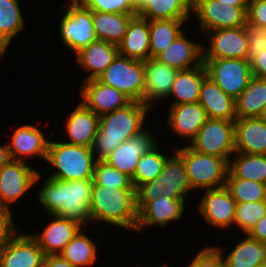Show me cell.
Returning a JSON list of instances; mask_svg holds the SVG:
<instances>
[{
  "mask_svg": "<svg viewBox=\"0 0 266 267\" xmlns=\"http://www.w3.org/2000/svg\"><path fill=\"white\" fill-rule=\"evenodd\" d=\"M169 110L167 121L173 133L190 142L208 119L199 102L170 105Z\"/></svg>",
  "mask_w": 266,
  "mask_h": 267,
  "instance_id": "cell-22",
  "label": "cell"
},
{
  "mask_svg": "<svg viewBox=\"0 0 266 267\" xmlns=\"http://www.w3.org/2000/svg\"><path fill=\"white\" fill-rule=\"evenodd\" d=\"M260 119L264 120L266 122V105L263 108L261 115L259 116Z\"/></svg>",
  "mask_w": 266,
  "mask_h": 267,
  "instance_id": "cell-53",
  "label": "cell"
},
{
  "mask_svg": "<svg viewBox=\"0 0 266 267\" xmlns=\"http://www.w3.org/2000/svg\"><path fill=\"white\" fill-rule=\"evenodd\" d=\"M203 61L207 76L234 100L247 87L253 76L248 59H203Z\"/></svg>",
  "mask_w": 266,
  "mask_h": 267,
  "instance_id": "cell-9",
  "label": "cell"
},
{
  "mask_svg": "<svg viewBox=\"0 0 266 267\" xmlns=\"http://www.w3.org/2000/svg\"><path fill=\"white\" fill-rule=\"evenodd\" d=\"M198 205L199 212L209 225L225 229L234 224L236 200L224 186L206 189Z\"/></svg>",
  "mask_w": 266,
  "mask_h": 267,
  "instance_id": "cell-16",
  "label": "cell"
},
{
  "mask_svg": "<svg viewBox=\"0 0 266 267\" xmlns=\"http://www.w3.org/2000/svg\"><path fill=\"white\" fill-rule=\"evenodd\" d=\"M206 33L210 41L207 50L203 48V59H248V42L244 26Z\"/></svg>",
  "mask_w": 266,
  "mask_h": 267,
  "instance_id": "cell-13",
  "label": "cell"
},
{
  "mask_svg": "<svg viewBox=\"0 0 266 267\" xmlns=\"http://www.w3.org/2000/svg\"><path fill=\"white\" fill-rule=\"evenodd\" d=\"M227 178H243L266 184V155L235 152Z\"/></svg>",
  "mask_w": 266,
  "mask_h": 267,
  "instance_id": "cell-33",
  "label": "cell"
},
{
  "mask_svg": "<svg viewBox=\"0 0 266 267\" xmlns=\"http://www.w3.org/2000/svg\"><path fill=\"white\" fill-rule=\"evenodd\" d=\"M150 107L132 101L126 107L99 116V127L91 149L97 161H104L122 142L144 129Z\"/></svg>",
  "mask_w": 266,
  "mask_h": 267,
  "instance_id": "cell-2",
  "label": "cell"
},
{
  "mask_svg": "<svg viewBox=\"0 0 266 267\" xmlns=\"http://www.w3.org/2000/svg\"><path fill=\"white\" fill-rule=\"evenodd\" d=\"M248 235L266 245V215L256 223Z\"/></svg>",
  "mask_w": 266,
  "mask_h": 267,
  "instance_id": "cell-48",
  "label": "cell"
},
{
  "mask_svg": "<svg viewBox=\"0 0 266 267\" xmlns=\"http://www.w3.org/2000/svg\"><path fill=\"white\" fill-rule=\"evenodd\" d=\"M139 220L135 188L93 185L90 201V222H106L136 231Z\"/></svg>",
  "mask_w": 266,
  "mask_h": 267,
  "instance_id": "cell-3",
  "label": "cell"
},
{
  "mask_svg": "<svg viewBox=\"0 0 266 267\" xmlns=\"http://www.w3.org/2000/svg\"><path fill=\"white\" fill-rule=\"evenodd\" d=\"M96 248L94 241L85 235L81 228L60 255L76 267H88L97 259Z\"/></svg>",
  "mask_w": 266,
  "mask_h": 267,
  "instance_id": "cell-37",
  "label": "cell"
},
{
  "mask_svg": "<svg viewBox=\"0 0 266 267\" xmlns=\"http://www.w3.org/2000/svg\"><path fill=\"white\" fill-rule=\"evenodd\" d=\"M177 69L159 62L156 58L144 61L145 91L143 103L152 107L153 101L169 98Z\"/></svg>",
  "mask_w": 266,
  "mask_h": 267,
  "instance_id": "cell-19",
  "label": "cell"
},
{
  "mask_svg": "<svg viewBox=\"0 0 266 267\" xmlns=\"http://www.w3.org/2000/svg\"><path fill=\"white\" fill-rule=\"evenodd\" d=\"M69 5L60 20L59 33L66 47L77 54L97 40V37L92 23L91 10L85 5L73 3Z\"/></svg>",
  "mask_w": 266,
  "mask_h": 267,
  "instance_id": "cell-11",
  "label": "cell"
},
{
  "mask_svg": "<svg viewBox=\"0 0 266 267\" xmlns=\"http://www.w3.org/2000/svg\"><path fill=\"white\" fill-rule=\"evenodd\" d=\"M187 20L189 19L149 20L151 58H156L183 33L181 28Z\"/></svg>",
  "mask_w": 266,
  "mask_h": 267,
  "instance_id": "cell-35",
  "label": "cell"
},
{
  "mask_svg": "<svg viewBox=\"0 0 266 267\" xmlns=\"http://www.w3.org/2000/svg\"><path fill=\"white\" fill-rule=\"evenodd\" d=\"M246 235L224 259L226 267H255L266 262V245Z\"/></svg>",
  "mask_w": 266,
  "mask_h": 267,
  "instance_id": "cell-34",
  "label": "cell"
},
{
  "mask_svg": "<svg viewBox=\"0 0 266 267\" xmlns=\"http://www.w3.org/2000/svg\"><path fill=\"white\" fill-rule=\"evenodd\" d=\"M266 105V79L252 76L247 87L235 99L236 118L259 117Z\"/></svg>",
  "mask_w": 266,
  "mask_h": 267,
  "instance_id": "cell-32",
  "label": "cell"
},
{
  "mask_svg": "<svg viewBox=\"0 0 266 267\" xmlns=\"http://www.w3.org/2000/svg\"><path fill=\"white\" fill-rule=\"evenodd\" d=\"M50 216L53 221L41 233L33 232L30 234L38 242L45 256L60 254L82 228V225L76 221L56 214Z\"/></svg>",
  "mask_w": 266,
  "mask_h": 267,
  "instance_id": "cell-18",
  "label": "cell"
},
{
  "mask_svg": "<svg viewBox=\"0 0 266 267\" xmlns=\"http://www.w3.org/2000/svg\"><path fill=\"white\" fill-rule=\"evenodd\" d=\"M247 22L266 28V0H248Z\"/></svg>",
  "mask_w": 266,
  "mask_h": 267,
  "instance_id": "cell-45",
  "label": "cell"
},
{
  "mask_svg": "<svg viewBox=\"0 0 266 267\" xmlns=\"http://www.w3.org/2000/svg\"><path fill=\"white\" fill-rule=\"evenodd\" d=\"M118 50L119 54L132 59L145 61L151 58L149 20L134 15L118 45Z\"/></svg>",
  "mask_w": 266,
  "mask_h": 267,
  "instance_id": "cell-27",
  "label": "cell"
},
{
  "mask_svg": "<svg viewBox=\"0 0 266 267\" xmlns=\"http://www.w3.org/2000/svg\"><path fill=\"white\" fill-rule=\"evenodd\" d=\"M46 161L57 171L49 177L64 181L93 179L97 160L91 147L49 142Z\"/></svg>",
  "mask_w": 266,
  "mask_h": 267,
  "instance_id": "cell-5",
  "label": "cell"
},
{
  "mask_svg": "<svg viewBox=\"0 0 266 267\" xmlns=\"http://www.w3.org/2000/svg\"><path fill=\"white\" fill-rule=\"evenodd\" d=\"M11 142L8 144V149L12 160L26 161L28 157H40L46 160L49 142L46 140L43 132L36 126L23 125L18 127Z\"/></svg>",
  "mask_w": 266,
  "mask_h": 267,
  "instance_id": "cell-20",
  "label": "cell"
},
{
  "mask_svg": "<svg viewBox=\"0 0 266 267\" xmlns=\"http://www.w3.org/2000/svg\"><path fill=\"white\" fill-rule=\"evenodd\" d=\"M81 102L98 116L126 107L132 100L123 92L103 84L98 79L84 81Z\"/></svg>",
  "mask_w": 266,
  "mask_h": 267,
  "instance_id": "cell-17",
  "label": "cell"
},
{
  "mask_svg": "<svg viewBox=\"0 0 266 267\" xmlns=\"http://www.w3.org/2000/svg\"><path fill=\"white\" fill-rule=\"evenodd\" d=\"M193 0H133L137 15L148 20L188 19Z\"/></svg>",
  "mask_w": 266,
  "mask_h": 267,
  "instance_id": "cell-29",
  "label": "cell"
},
{
  "mask_svg": "<svg viewBox=\"0 0 266 267\" xmlns=\"http://www.w3.org/2000/svg\"><path fill=\"white\" fill-rule=\"evenodd\" d=\"M107 86H111L132 101H144L145 76L144 61L128 58L118 54L106 70L97 78Z\"/></svg>",
  "mask_w": 266,
  "mask_h": 267,
  "instance_id": "cell-7",
  "label": "cell"
},
{
  "mask_svg": "<svg viewBox=\"0 0 266 267\" xmlns=\"http://www.w3.org/2000/svg\"><path fill=\"white\" fill-rule=\"evenodd\" d=\"M93 185L115 188H134L131 178L106 161H97L93 173Z\"/></svg>",
  "mask_w": 266,
  "mask_h": 267,
  "instance_id": "cell-41",
  "label": "cell"
},
{
  "mask_svg": "<svg viewBox=\"0 0 266 267\" xmlns=\"http://www.w3.org/2000/svg\"><path fill=\"white\" fill-rule=\"evenodd\" d=\"M266 215V200L237 203L234 225L248 234L256 223Z\"/></svg>",
  "mask_w": 266,
  "mask_h": 267,
  "instance_id": "cell-40",
  "label": "cell"
},
{
  "mask_svg": "<svg viewBox=\"0 0 266 267\" xmlns=\"http://www.w3.org/2000/svg\"><path fill=\"white\" fill-rule=\"evenodd\" d=\"M134 15H137V13L91 11L92 23L97 39L119 45Z\"/></svg>",
  "mask_w": 266,
  "mask_h": 267,
  "instance_id": "cell-30",
  "label": "cell"
},
{
  "mask_svg": "<svg viewBox=\"0 0 266 267\" xmlns=\"http://www.w3.org/2000/svg\"><path fill=\"white\" fill-rule=\"evenodd\" d=\"M93 179L64 181L48 176L39 191L38 201L48 215L56 214L80 223L90 222Z\"/></svg>",
  "mask_w": 266,
  "mask_h": 267,
  "instance_id": "cell-1",
  "label": "cell"
},
{
  "mask_svg": "<svg viewBox=\"0 0 266 267\" xmlns=\"http://www.w3.org/2000/svg\"><path fill=\"white\" fill-rule=\"evenodd\" d=\"M250 63L252 75L266 79V50H263Z\"/></svg>",
  "mask_w": 266,
  "mask_h": 267,
  "instance_id": "cell-47",
  "label": "cell"
},
{
  "mask_svg": "<svg viewBox=\"0 0 266 267\" xmlns=\"http://www.w3.org/2000/svg\"><path fill=\"white\" fill-rule=\"evenodd\" d=\"M225 187L236 203L266 200V184L243 178H227Z\"/></svg>",
  "mask_w": 266,
  "mask_h": 267,
  "instance_id": "cell-39",
  "label": "cell"
},
{
  "mask_svg": "<svg viewBox=\"0 0 266 267\" xmlns=\"http://www.w3.org/2000/svg\"><path fill=\"white\" fill-rule=\"evenodd\" d=\"M15 232L0 252V267H43L45 254L29 234Z\"/></svg>",
  "mask_w": 266,
  "mask_h": 267,
  "instance_id": "cell-15",
  "label": "cell"
},
{
  "mask_svg": "<svg viewBox=\"0 0 266 267\" xmlns=\"http://www.w3.org/2000/svg\"><path fill=\"white\" fill-rule=\"evenodd\" d=\"M16 232L12 212L0 210V252L8 239Z\"/></svg>",
  "mask_w": 266,
  "mask_h": 267,
  "instance_id": "cell-46",
  "label": "cell"
},
{
  "mask_svg": "<svg viewBox=\"0 0 266 267\" xmlns=\"http://www.w3.org/2000/svg\"><path fill=\"white\" fill-rule=\"evenodd\" d=\"M192 12H195L204 33L247 23V6H222L217 0H193Z\"/></svg>",
  "mask_w": 266,
  "mask_h": 267,
  "instance_id": "cell-12",
  "label": "cell"
},
{
  "mask_svg": "<svg viewBox=\"0 0 266 267\" xmlns=\"http://www.w3.org/2000/svg\"><path fill=\"white\" fill-rule=\"evenodd\" d=\"M169 156L159 152L158 145L147 154H143L137 164L135 174L131 179L134 188L156 179L163 170Z\"/></svg>",
  "mask_w": 266,
  "mask_h": 267,
  "instance_id": "cell-38",
  "label": "cell"
},
{
  "mask_svg": "<svg viewBox=\"0 0 266 267\" xmlns=\"http://www.w3.org/2000/svg\"><path fill=\"white\" fill-rule=\"evenodd\" d=\"M235 123L208 118L189 145L193 150L230 161L235 153Z\"/></svg>",
  "mask_w": 266,
  "mask_h": 267,
  "instance_id": "cell-8",
  "label": "cell"
},
{
  "mask_svg": "<svg viewBox=\"0 0 266 267\" xmlns=\"http://www.w3.org/2000/svg\"><path fill=\"white\" fill-rule=\"evenodd\" d=\"M84 5L91 11L137 13L133 6V0H88Z\"/></svg>",
  "mask_w": 266,
  "mask_h": 267,
  "instance_id": "cell-43",
  "label": "cell"
},
{
  "mask_svg": "<svg viewBox=\"0 0 266 267\" xmlns=\"http://www.w3.org/2000/svg\"><path fill=\"white\" fill-rule=\"evenodd\" d=\"M235 123V152L266 155V122L259 117L240 118Z\"/></svg>",
  "mask_w": 266,
  "mask_h": 267,
  "instance_id": "cell-24",
  "label": "cell"
},
{
  "mask_svg": "<svg viewBox=\"0 0 266 267\" xmlns=\"http://www.w3.org/2000/svg\"><path fill=\"white\" fill-rule=\"evenodd\" d=\"M41 174L25 161L11 160L0 168V210L11 212L15 204L39 180Z\"/></svg>",
  "mask_w": 266,
  "mask_h": 267,
  "instance_id": "cell-10",
  "label": "cell"
},
{
  "mask_svg": "<svg viewBox=\"0 0 266 267\" xmlns=\"http://www.w3.org/2000/svg\"><path fill=\"white\" fill-rule=\"evenodd\" d=\"M255 267H266V262H264L262 264H259V265L255 266Z\"/></svg>",
  "mask_w": 266,
  "mask_h": 267,
  "instance_id": "cell-54",
  "label": "cell"
},
{
  "mask_svg": "<svg viewBox=\"0 0 266 267\" xmlns=\"http://www.w3.org/2000/svg\"><path fill=\"white\" fill-rule=\"evenodd\" d=\"M119 54L118 45L95 40L76 55V61L90 73L84 81L97 79Z\"/></svg>",
  "mask_w": 266,
  "mask_h": 267,
  "instance_id": "cell-28",
  "label": "cell"
},
{
  "mask_svg": "<svg viewBox=\"0 0 266 267\" xmlns=\"http://www.w3.org/2000/svg\"><path fill=\"white\" fill-rule=\"evenodd\" d=\"M202 46L189 41L182 33L156 59L178 71L191 69L204 64Z\"/></svg>",
  "mask_w": 266,
  "mask_h": 267,
  "instance_id": "cell-21",
  "label": "cell"
},
{
  "mask_svg": "<svg viewBox=\"0 0 266 267\" xmlns=\"http://www.w3.org/2000/svg\"><path fill=\"white\" fill-rule=\"evenodd\" d=\"M206 76L207 71L204 64L191 69L178 71L169 95V98L174 96L177 99L170 105L198 102L200 87Z\"/></svg>",
  "mask_w": 266,
  "mask_h": 267,
  "instance_id": "cell-31",
  "label": "cell"
},
{
  "mask_svg": "<svg viewBox=\"0 0 266 267\" xmlns=\"http://www.w3.org/2000/svg\"><path fill=\"white\" fill-rule=\"evenodd\" d=\"M223 252L220 247H205L187 267H226Z\"/></svg>",
  "mask_w": 266,
  "mask_h": 267,
  "instance_id": "cell-44",
  "label": "cell"
},
{
  "mask_svg": "<svg viewBox=\"0 0 266 267\" xmlns=\"http://www.w3.org/2000/svg\"><path fill=\"white\" fill-rule=\"evenodd\" d=\"M222 3V6H227V4L232 6H248V0H217Z\"/></svg>",
  "mask_w": 266,
  "mask_h": 267,
  "instance_id": "cell-51",
  "label": "cell"
},
{
  "mask_svg": "<svg viewBox=\"0 0 266 267\" xmlns=\"http://www.w3.org/2000/svg\"><path fill=\"white\" fill-rule=\"evenodd\" d=\"M208 118L235 121V100L227 95L210 77L206 76L200 87L198 101Z\"/></svg>",
  "mask_w": 266,
  "mask_h": 267,
  "instance_id": "cell-25",
  "label": "cell"
},
{
  "mask_svg": "<svg viewBox=\"0 0 266 267\" xmlns=\"http://www.w3.org/2000/svg\"><path fill=\"white\" fill-rule=\"evenodd\" d=\"M190 191L192 187L184 160L174 151V155L167 158L162 172L156 179L136 188L138 211L160 196L185 200Z\"/></svg>",
  "mask_w": 266,
  "mask_h": 267,
  "instance_id": "cell-4",
  "label": "cell"
},
{
  "mask_svg": "<svg viewBox=\"0 0 266 267\" xmlns=\"http://www.w3.org/2000/svg\"><path fill=\"white\" fill-rule=\"evenodd\" d=\"M12 160L8 145H0V168Z\"/></svg>",
  "mask_w": 266,
  "mask_h": 267,
  "instance_id": "cell-50",
  "label": "cell"
},
{
  "mask_svg": "<svg viewBox=\"0 0 266 267\" xmlns=\"http://www.w3.org/2000/svg\"><path fill=\"white\" fill-rule=\"evenodd\" d=\"M244 27L248 42V60L251 62L263 50H266V28L248 22Z\"/></svg>",
  "mask_w": 266,
  "mask_h": 267,
  "instance_id": "cell-42",
  "label": "cell"
},
{
  "mask_svg": "<svg viewBox=\"0 0 266 267\" xmlns=\"http://www.w3.org/2000/svg\"><path fill=\"white\" fill-rule=\"evenodd\" d=\"M70 141L67 143L91 147L99 127V116L80 102L65 122Z\"/></svg>",
  "mask_w": 266,
  "mask_h": 267,
  "instance_id": "cell-26",
  "label": "cell"
},
{
  "mask_svg": "<svg viewBox=\"0 0 266 267\" xmlns=\"http://www.w3.org/2000/svg\"><path fill=\"white\" fill-rule=\"evenodd\" d=\"M25 26L18 0H0V53H6L10 41Z\"/></svg>",
  "mask_w": 266,
  "mask_h": 267,
  "instance_id": "cell-36",
  "label": "cell"
},
{
  "mask_svg": "<svg viewBox=\"0 0 266 267\" xmlns=\"http://www.w3.org/2000/svg\"><path fill=\"white\" fill-rule=\"evenodd\" d=\"M184 209V199H171L166 196H160L156 200L148 202L139 211L136 231H142L144 227L155 224H159L160 227H166L169 222L181 219Z\"/></svg>",
  "mask_w": 266,
  "mask_h": 267,
  "instance_id": "cell-23",
  "label": "cell"
},
{
  "mask_svg": "<svg viewBox=\"0 0 266 267\" xmlns=\"http://www.w3.org/2000/svg\"><path fill=\"white\" fill-rule=\"evenodd\" d=\"M88 0H71L69 3L84 5Z\"/></svg>",
  "mask_w": 266,
  "mask_h": 267,
  "instance_id": "cell-52",
  "label": "cell"
},
{
  "mask_svg": "<svg viewBox=\"0 0 266 267\" xmlns=\"http://www.w3.org/2000/svg\"><path fill=\"white\" fill-rule=\"evenodd\" d=\"M43 267H76L66 259H64L60 254L58 255H47L44 257Z\"/></svg>",
  "mask_w": 266,
  "mask_h": 267,
  "instance_id": "cell-49",
  "label": "cell"
},
{
  "mask_svg": "<svg viewBox=\"0 0 266 267\" xmlns=\"http://www.w3.org/2000/svg\"><path fill=\"white\" fill-rule=\"evenodd\" d=\"M174 150L184 160L192 189H216L226 185L229 172L226 159L197 152L189 145Z\"/></svg>",
  "mask_w": 266,
  "mask_h": 267,
  "instance_id": "cell-6",
  "label": "cell"
},
{
  "mask_svg": "<svg viewBox=\"0 0 266 267\" xmlns=\"http://www.w3.org/2000/svg\"><path fill=\"white\" fill-rule=\"evenodd\" d=\"M152 135L144 129L122 142L104 161L132 179L140 157L157 146V140Z\"/></svg>",
  "mask_w": 266,
  "mask_h": 267,
  "instance_id": "cell-14",
  "label": "cell"
}]
</instances>
